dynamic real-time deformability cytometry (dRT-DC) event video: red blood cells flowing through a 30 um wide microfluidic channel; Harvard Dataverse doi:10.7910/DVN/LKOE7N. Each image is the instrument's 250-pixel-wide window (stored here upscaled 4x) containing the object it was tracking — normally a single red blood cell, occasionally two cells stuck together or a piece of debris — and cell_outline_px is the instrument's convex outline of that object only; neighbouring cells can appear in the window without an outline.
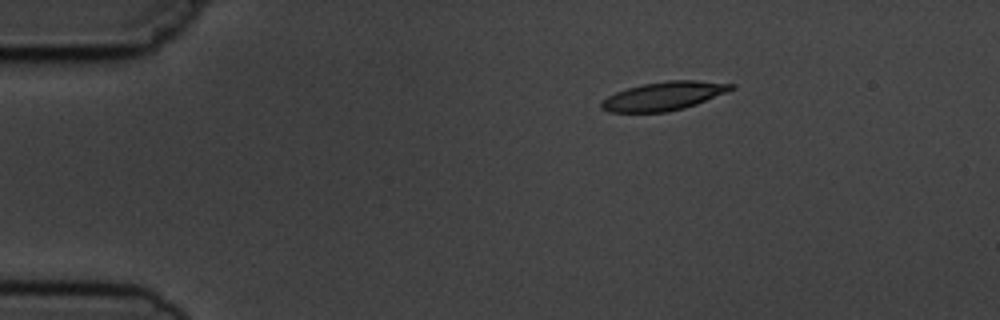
{"species": "common noctule bat (a hibernating species)", "species_latin": "Nyctalus noctula", "temperature_condition": "cold", "stored_images_in_passage": 3, "camera_frame_rate_fps": 3000, "um_per_image_px": 0.085, "animal": {"sex": "male", "body_mass_g": 19.5, "forearm_length_mm": 54.6}, "frame": {"image": 1, "passage_image": 1, "time_ms": 0.0, "image_size_px": [1000, 320], "cell_outline_px": [[736, 88], [696, 104], [684, 108], [668, 112], [608, 112], [600, 108], [600, 100], [616, 92], [628, 88], [644, 84], [668, 80], [696, 80], [736, 84]], "centroid_in_image_um": [56.41, 8.16], "position_along_channel_um": 28.6, "area_um2": 21.62}}